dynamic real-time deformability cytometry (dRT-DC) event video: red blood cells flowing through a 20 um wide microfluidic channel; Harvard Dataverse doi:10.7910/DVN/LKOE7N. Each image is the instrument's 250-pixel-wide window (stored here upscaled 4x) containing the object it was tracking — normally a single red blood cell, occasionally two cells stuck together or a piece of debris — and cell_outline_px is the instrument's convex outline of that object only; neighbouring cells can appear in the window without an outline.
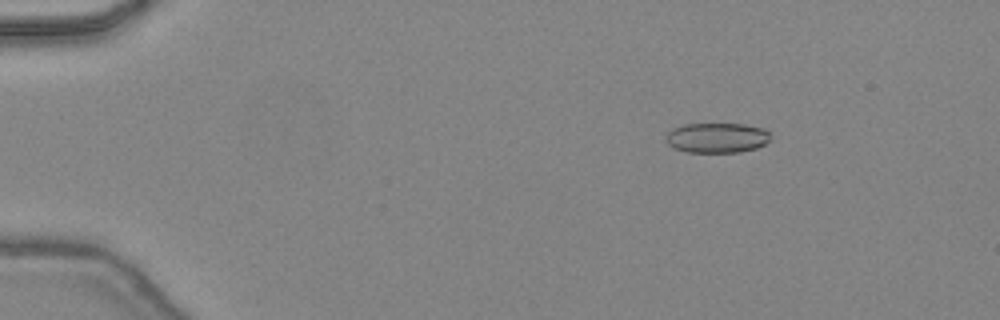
{"species": "common noctule bat (a hibernating species)", "species_latin": "Nyctalus noctula", "temperature_condition": "warm", "stored_images_in_passage": 47, "camera_frame_rate_fps": 3000, "um_per_image_px": 0.085, "animal": {"sex": "female", "body_mass_g": 24.6, "forearm_length_mm": 56.2}, "frame": {"image": 1, "passage_image": 8, "time_ms": 2.333, "image_size_px": [1000, 320], "cell_outline_px": [[772, 136], [764, 144], [756, 148], [740, 152], [688, 152], [676, 148], [668, 144], [664, 140], [664, 136], [672, 128], [684, 124], [744, 124], [764, 128]], "centroid_in_image_um": [60.92, 11.7], "position_along_channel_um": 24.1, "area_um2": 18.38}}
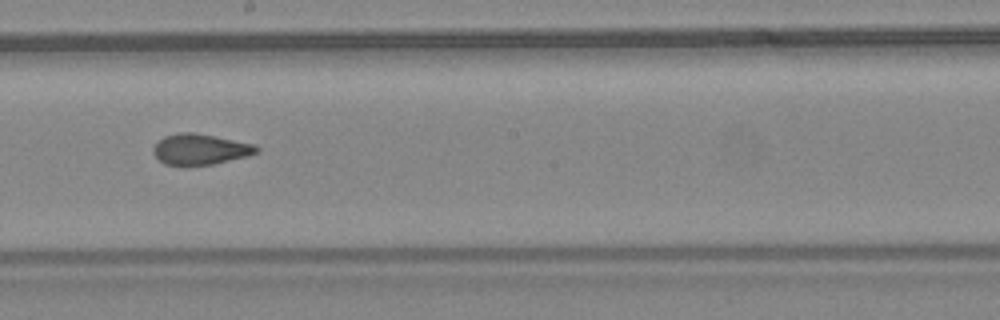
{"frame": {"image": 2, "passage_image": 28, "time_ms": 9.0, "image_size_px": [1000, 320], "cell_outline_px": [[260, 152], [248, 156], [212, 164], [164, 164], [152, 152], [152, 148], [164, 136], [180, 132], [192, 132], [256, 144], [260, 148]], "centroid_in_image_um": [17.06, 12.67], "position_along_channel_um": 231.1, "area_um2": 18.26}}
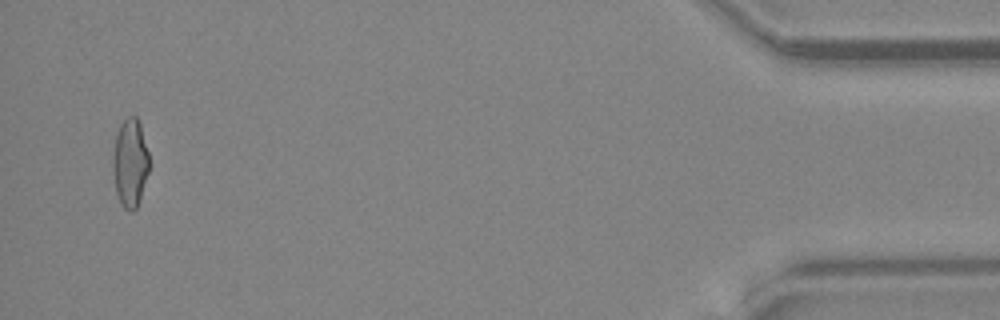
{"frame": {"image": 3, "passage_image": 46, "time_ms": 15.0, "image_size_px": [1000, 320], "cell_outline_px": [[148, 172], [140, 200], [136, 208], [132, 212], [128, 212], [120, 204], [116, 192], [112, 168], [112, 156], [116, 136], [120, 124], [128, 116], [136, 116], [140, 124], [148, 152]], "centroid_in_image_um": [11.04, 13.88], "position_along_channel_um": 424.2, "area_um2": 18.73}, "authors_computed_cell_mechanics": {"area_um2": 18.8428, "velocity_mm_per_s": 4.5178, "shape_relaxation_time_tau1_ms": null, "shape_relaxation_time_tau2_ms": 1.424, "deformation_change_tau1": null, "deformation_change_tau2": 0.084}}